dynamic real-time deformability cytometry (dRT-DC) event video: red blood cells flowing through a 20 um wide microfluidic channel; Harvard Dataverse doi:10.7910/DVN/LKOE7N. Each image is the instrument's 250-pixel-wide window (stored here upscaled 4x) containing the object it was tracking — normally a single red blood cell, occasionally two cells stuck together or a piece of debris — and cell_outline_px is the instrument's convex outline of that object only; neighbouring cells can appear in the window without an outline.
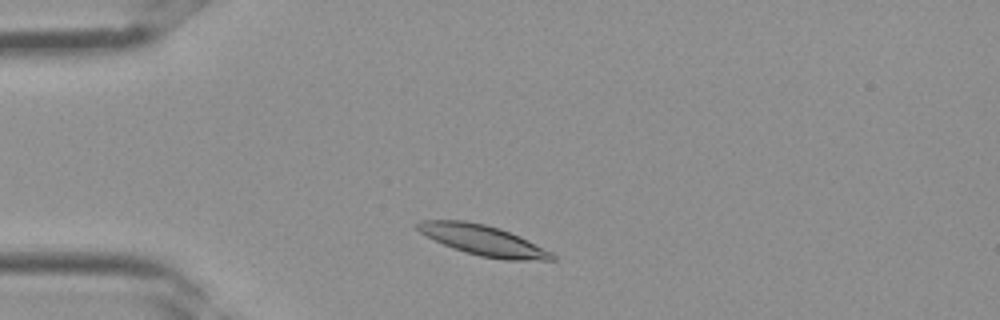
{"species": "Egyptian fruit bat (a non-hibernating species)", "species_latin": "Rousettus aegyptiacus", "temperature_condition": "room temperature", "stored_images_in_passage": 2, "camera_frame_rate_fps": 3000, "um_per_image_px": 0.085, "frame": {"image": 1, "passage_image": 1, "time_ms": 0.0, "image_size_px": [1000, 320], "cell_outline_px": [[556, 260], [504, 260], [480, 256], [464, 252], [452, 248], [420, 232], [412, 224], [420, 220], [464, 220], [484, 224], [500, 228], [520, 236], [552, 252], [556, 256]], "centroid_in_image_um": [41.06, 20.42], "position_along_channel_um": 43.9, "area_um2": 23.87}}
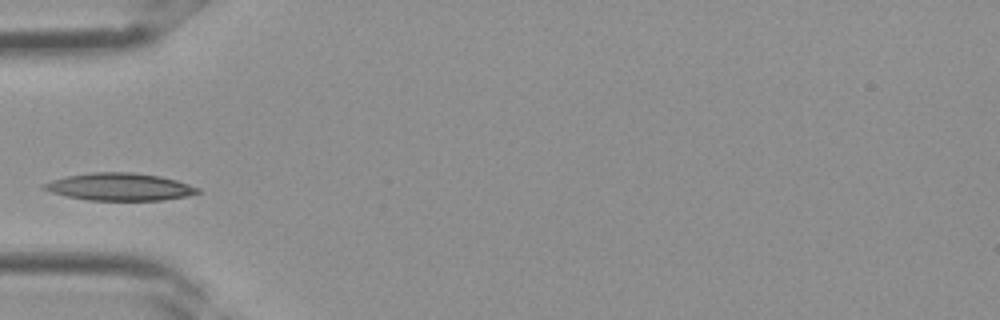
{"frame": {"image": 2, "passage_image": 2, "time_ms": 0.333, "image_size_px": [1000, 320], "cell_outline_px": [[200, 192], [188, 196], [164, 200], [88, 200], [68, 196], [52, 192], [40, 188], [40, 184], [52, 180], [68, 176], [92, 172], [132, 172], [160, 176], [176, 180], [200, 188]], "centroid_in_image_um": [10.17, 15.88], "position_along_channel_um": 74.8, "area_um2": 24.57}}